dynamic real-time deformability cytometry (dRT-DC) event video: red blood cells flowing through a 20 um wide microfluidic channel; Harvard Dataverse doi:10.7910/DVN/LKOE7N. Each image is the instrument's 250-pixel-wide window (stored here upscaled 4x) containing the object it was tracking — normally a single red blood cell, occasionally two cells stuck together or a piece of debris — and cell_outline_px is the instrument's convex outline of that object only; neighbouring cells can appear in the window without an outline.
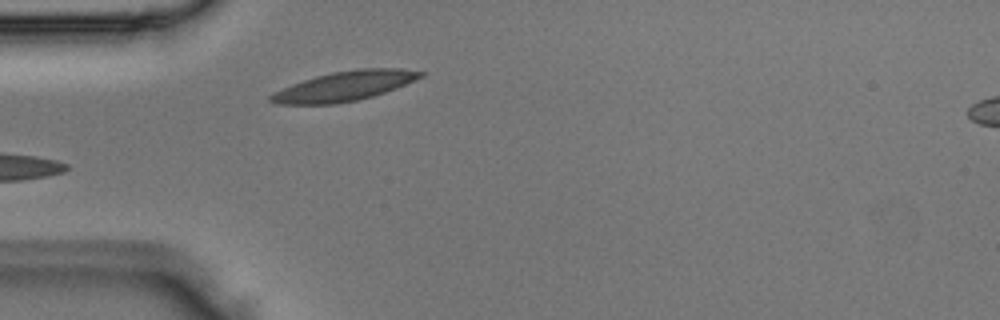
{"species": "Egyptian fruit bat (a non-hibernating species)", "species_latin": "Rousettus aegyptiacus", "temperature_condition": "room temperature", "stored_images_in_passage": 2, "camera_frame_rate_fps": 3000, "um_per_image_px": 0.085, "animal": {"sex": "male"}, "frame": {"image": 1, "passage_image": 2, "time_ms": 0.333, "image_size_px": [1000, 320], "cell_outline_px": [[428, 72], [424, 76], [396, 88], [372, 96], [356, 100], [336, 104], [272, 104], [268, 100], [268, 96], [272, 92], [292, 84], [316, 76], [332, 72], [360, 68], [400, 68]], "centroid_in_image_um": [29.26, 7.32], "position_along_channel_um": 55.7, "area_um2": 25.95}}